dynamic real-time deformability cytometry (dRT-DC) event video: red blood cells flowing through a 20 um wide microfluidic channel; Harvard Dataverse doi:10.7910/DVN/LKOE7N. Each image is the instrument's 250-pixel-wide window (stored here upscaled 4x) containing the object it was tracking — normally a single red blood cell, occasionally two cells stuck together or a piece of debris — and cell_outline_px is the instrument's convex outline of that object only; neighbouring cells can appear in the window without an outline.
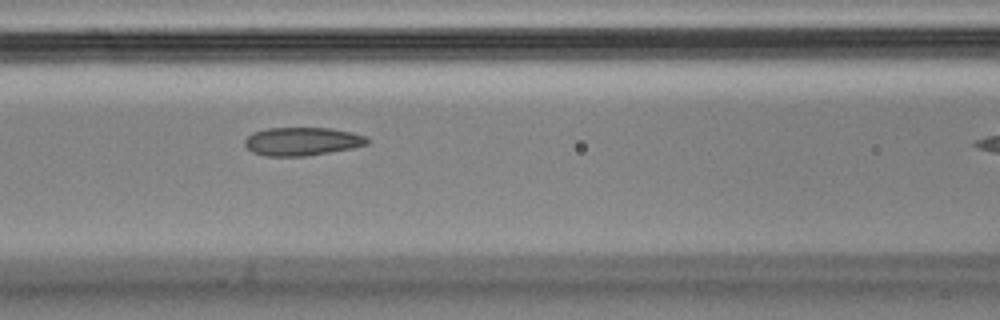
{"species": "Egyptian fruit bat (a non-hibernating species)", "species_latin": "Rousettus aegyptiacus", "temperature_condition": "cold", "stored_images_in_passage": 6, "segment_of_instrument_passage": [1, 2], "camera_frame_rate_fps": 3000, "um_per_image_px": 0.085, "animal": {"sex": "male"}, "frame": {"image": 1, "passage_image": 5, "time_ms": 1.333, "image_size_px": [1000, 320], "cell_outline_px": [[368, 144], [352, 148], [304, 156], [264, 156], [252, 152], [244, 144], [244, 140], [252, 132], [268, 128], [332, 128], [352, 132], [368, 136]], "centroid_in_image_um": [25.67, 12.01], "position_along_channel_um": 140.9, "area_um2": 20.23}}